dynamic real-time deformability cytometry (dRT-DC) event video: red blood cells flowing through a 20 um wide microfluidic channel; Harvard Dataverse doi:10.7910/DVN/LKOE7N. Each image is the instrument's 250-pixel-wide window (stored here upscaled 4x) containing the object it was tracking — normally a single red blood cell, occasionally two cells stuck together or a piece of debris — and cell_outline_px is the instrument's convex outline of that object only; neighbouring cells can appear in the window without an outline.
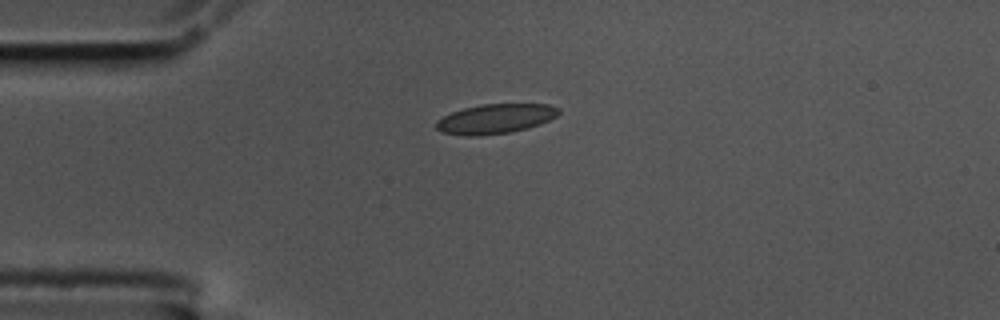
{"species": "common noctule bat (a hibernating species)", "species_latin": "Nyctalus noctula", "temperature_condition": "cold", "stored_images_in_passage": 1, "camera_frame_rate_fps": 3000, "um_per_image_px": 0.085, "animal": {"sex": "male", "body_mass_g": 17.5, "forearm_length_mm": 52.3}, "frame": {"image": 1, "passage_image": 1, "time_ms": 0.0, "image_size_px": [1000, 320], "cell_outline_px": [[560, 112], [556, 116], [540, 124], [528, 128], [512, 132], [480, 136], [464, 136], [440, 132], [436, 128], [436, 120], [452, 112], [464, 108], [480, 104], [548, 104], [560, 108]], "centroid_in_image_um": [42.09, 10.1], "position_along_channel_um": 42.9, "area_um2": 21.33}}